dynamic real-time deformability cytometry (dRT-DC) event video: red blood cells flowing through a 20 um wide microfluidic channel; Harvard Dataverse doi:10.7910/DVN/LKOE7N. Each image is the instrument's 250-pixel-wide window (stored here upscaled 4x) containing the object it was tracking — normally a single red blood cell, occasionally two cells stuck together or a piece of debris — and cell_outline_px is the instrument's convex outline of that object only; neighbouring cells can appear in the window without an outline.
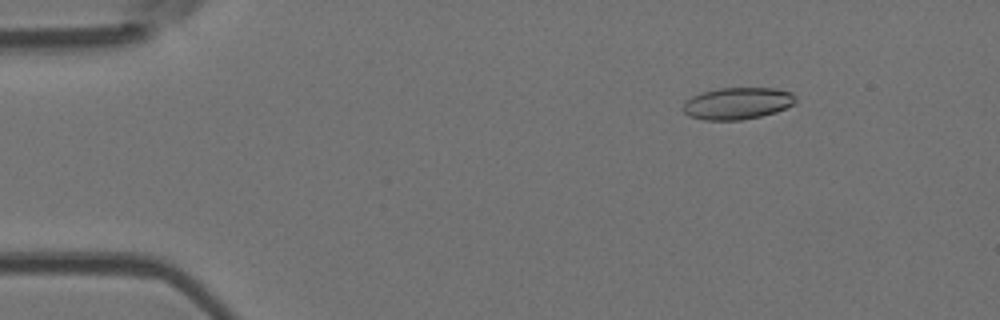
{"species": "Egyptian fruit bat (a non-hibernating species)", "species_latin": "Rousettus aegyptiacus", "temperature_condition": "room temperature", "stored_images_in_passage": 50, "camera_frame_rate_fps": 3000, "um_per_image_px": 0.085, "animal": {"sex": "female"}, "frame": {"image": 1, "passage_image": 7, "time_ms": 2.0, "image_size_px": [1000, 320], "cell_outline_px": [[796, 104], [776, 112], [760, 116], [740, 120], [704, 120], [688, 116], [684, 112], [684, 104], [692, 96], [716, 88], [776, 88], [792, 92], [796, 96]], "centroid_in_image_um": [62.73, 8.78], "position_along_channel_um": 22.3, "area_um2": 20.98}}
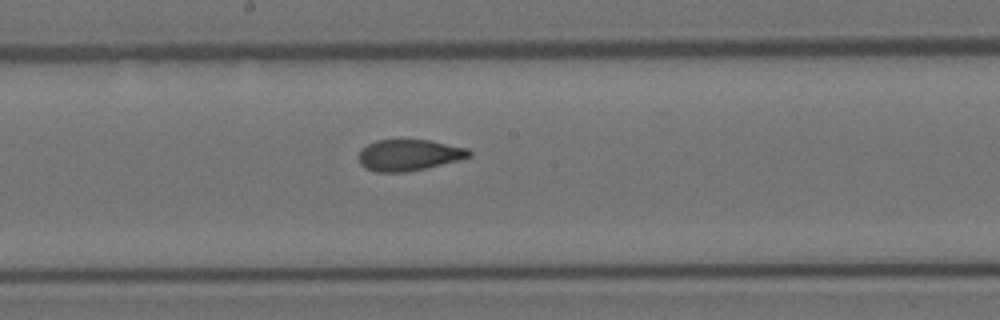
{"frame": {"image": 2, "passage_image": 27, "time_ms": 8.667, "image_size_px": [1000, 320], "cell_outline_px": [[472, 156], [460, 160], [424, 168], [404, 172], [376, 172], [364, 168], [360, 164], [360, 148], [376, 140], [432, 140], [468, 148], [472, 152]], "centroid_in_image_um": [34.78, 13.17], "position_along_channel_um": 213.4, "area_um2": 20.17}}
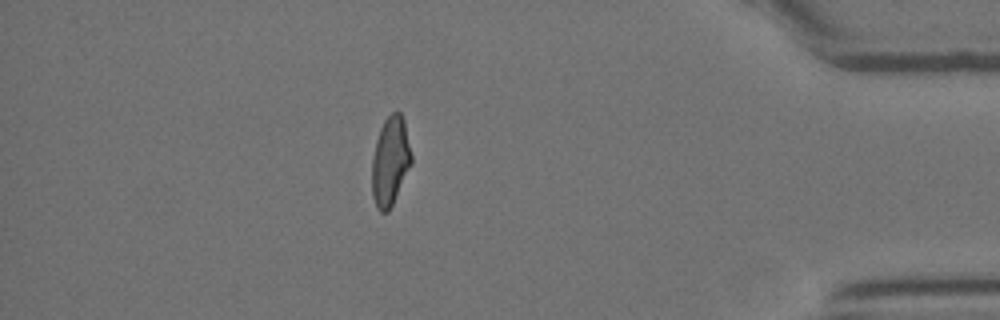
{"frame": {"image": 3, "passage_image": 44, "time_ms": 14.333, "image_size_px": [1000, 320], "cell_outline_px": [[412, 164], [388, 212], [380, 212], [376, 208], [372, 196], [372, 156], [376, 140], [380, 128], [384, 120], [392, 112], [400, 112], [404, 120], [412, 156]], "centroid_in_image_um": [33.16, 13.71], "position_along_channel_um": 402.0, "area_um2": 20.52}, "authors_computed_cell_mechanics": {"area_um2": 20.8658, "velocity_mm_per_s": 4.0666, "shape_relaxation_time_tau1_ms": 7.2866, "shape_relaxation_time_tau2_ms": 1.4859, "deformation_change_tau1": 0.1983, "deformation_change_tau2": 0.0852}}